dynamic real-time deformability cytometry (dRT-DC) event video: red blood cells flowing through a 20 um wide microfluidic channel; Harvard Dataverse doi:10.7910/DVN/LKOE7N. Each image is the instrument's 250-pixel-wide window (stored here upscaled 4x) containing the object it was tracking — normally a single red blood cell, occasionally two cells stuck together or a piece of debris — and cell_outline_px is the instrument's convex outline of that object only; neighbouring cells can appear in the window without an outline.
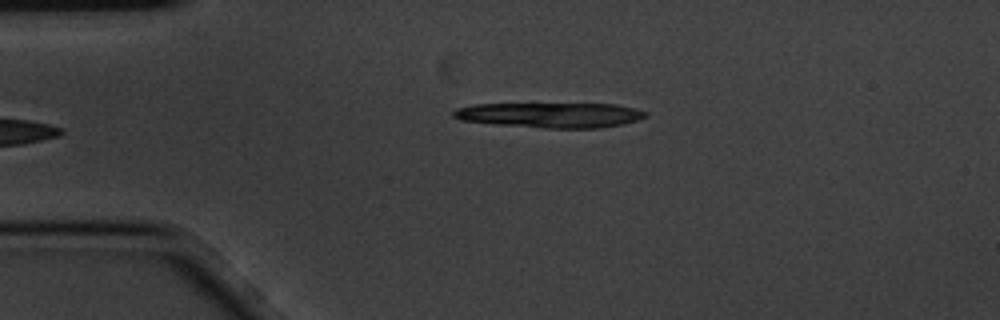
{"species": "common noctule bat (a hibernating species)", "species_latin": "Nyctalus noctula", "temperature_condition": "cold", "stored_images_in_passage": 4, "camera_frame_rate_fps": 3000, "um_per_image_px": 0.085, "animal": {"sex": "male", "body_mass_g": 20.1, "forearm_length_mm": 53.5}, "frame": {"image": 1, "passage_image": 4, "time_ms": 1.0, "image_size_px": [1000, 320], "cell_outline_px": [[648, 116], [636, 120], [620, 124], [600, 128], [544, 128], [496, 124], [460, 120], [452, 116], [452, 112], [456, 108], [476, 104], [616, 104], [648, 112]], "centroid_in_image_um": [46.76, 9.78], "position_along_channel_um": 38.2, "area_um2": 27.92}}